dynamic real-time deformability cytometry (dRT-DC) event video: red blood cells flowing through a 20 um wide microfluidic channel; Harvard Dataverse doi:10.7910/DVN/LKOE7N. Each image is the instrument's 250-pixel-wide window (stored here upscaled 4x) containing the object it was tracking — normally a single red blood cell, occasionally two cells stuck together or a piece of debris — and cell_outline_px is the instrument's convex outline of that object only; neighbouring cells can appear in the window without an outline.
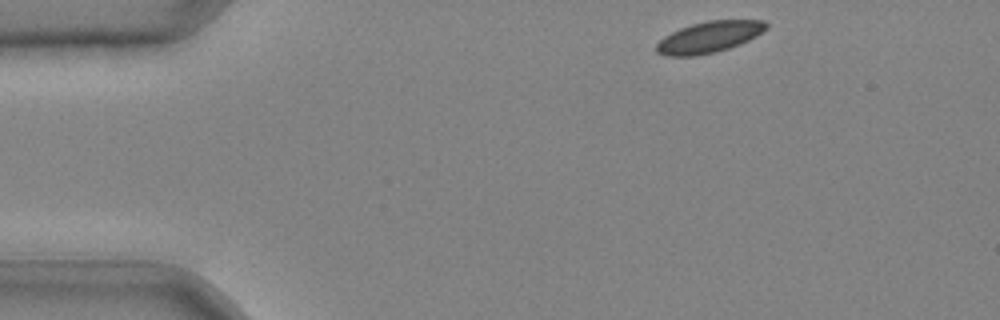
{"species": "common noctule bat (a hibernating species)", "species_latin": "Nyctalus noctula", "temperature_condition": "cold", "stored_images_in_passage": 32, "camera_frame_rate_fps": 3000, "um_per_image_px": 0.085, "animal": {"sex": "male", "body_mass_g": 20.4}, "frame": {"image": 1, "passage_image": 1, "time_ms": 0.0, "image_size_px": [1000, 320], "cell_outline_px": [[768, 28], [756, 36], [740, 44], [728, 48], [696, 56], [664, 56], [656, 52], [656, 44], [664, 36], [680, 28], [692, 24], [708, 20], [764, 20], [768, 24]], "centroid_in_image_um": [60.27, 3.15], "position_along_channel_um": 24.7, "area_um2": 19.94}}
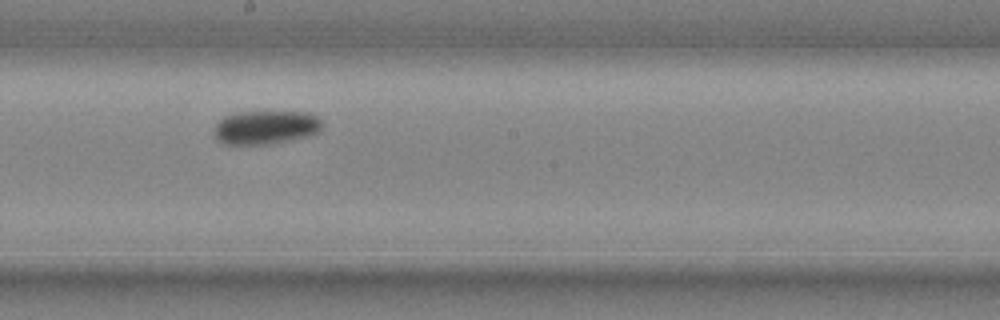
{"frame": {"image": 2, "passage_image": 19, "time_ms": 6.0, "image_size_px": [1000, 320], "cell_outline_px": [[320, 128], [316, 132], [308, 136], [292, 140], [272, 144], [224, 144], [216, 140], [212, 128], [224, 116], [236, 112], [308, 112], [320, 116]], "centroid_in_image_um": [22.54, 10.83], "position_along_channel_um": 225.7, "area_um2": 21.39}}
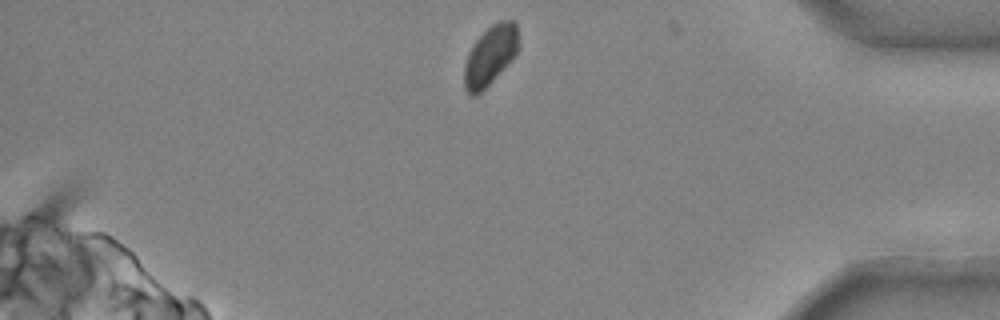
{"frame": {"image": 3, "passage_image": 32, "time_ms": 10.333, "image_size_px": [1000, 320], "cell_outline_px": [[520, 48], [516, 56], [476, 96], [472, 96], [464, 88], [464, 64], [468, 52], [476, 40], [492, 24], [500, 20], [516, 20]], "centroid_in_image_um": [41.7, 4.69], "position_along_channel_um": 393.5, "area_um2": 18.96}}